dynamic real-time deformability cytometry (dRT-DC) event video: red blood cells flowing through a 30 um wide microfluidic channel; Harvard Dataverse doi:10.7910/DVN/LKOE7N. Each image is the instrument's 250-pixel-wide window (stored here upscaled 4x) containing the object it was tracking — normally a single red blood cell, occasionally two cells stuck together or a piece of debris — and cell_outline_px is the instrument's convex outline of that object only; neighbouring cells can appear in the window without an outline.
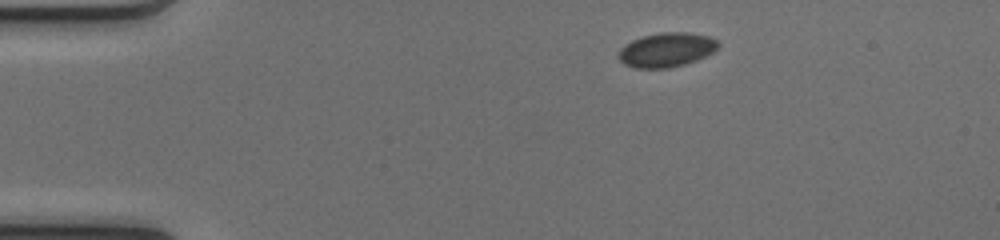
{"species": "common noctule bat (a hibernating species)", "species_latin": "Nyctalus noctula", "temperature_condition": "cold", "stored_images_in_passage": 24, "camera_frame_rate_fps": 3000, "um_per_image_px": 0.085, "animal": {"sex": "female", "body_mass_g": 17.0, "forearm_length_mm": 48.0}, "frame": {"image": 1, "passage_image": 1, "time_ms": 0.0, "image_size_px": [1000, 240], "cell_outline_px": [[720, 44], [712, 52], [696, 60], [684, 64], [668, 68], [636, 68], [624, 64], [616, 56], [620, 48], [624, 44], [632, 40], [644, 36], [660, 32], [688, 32], [708, 36], [716, 40]], "centroid_in_image_um": [56.61, 4.23], "position_along_channel_um": 28.4, "area_um2": 19.88}}
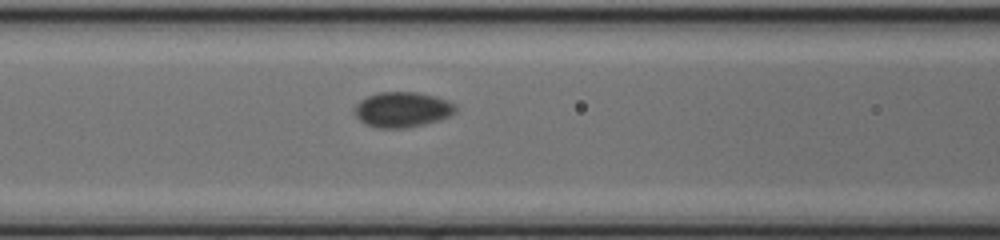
{"frame": {"image": 2, "passage_image": 14, "time_ms": 4.333, "image_size_px": [1000, 240], "cell_outline_px": [[456, 112], [448, 116], [424, 124], [404, 128], [376, 128], [364, 124], [356, 116], [356, 104], [360, 100], [368, 96], [380, 92], [416, 92], [436, 96], [448, 100], [456, 108]], "centroid_in_image_um": [34.18, 9.31], "position_along_channel_um": 132.4, "area_um2": 20.58}}
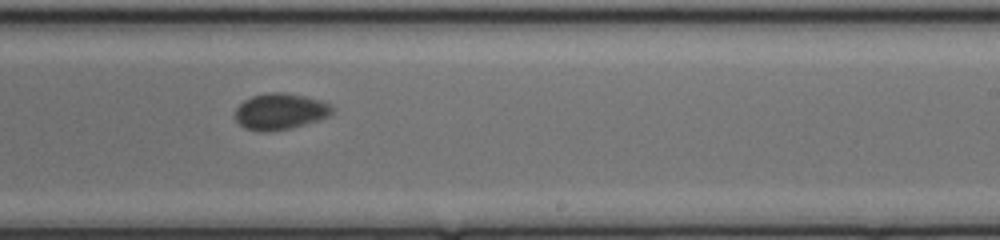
{"frame": {"image": 3, "passage_image": 24, "time_ms": 7.667, "image_size_px": [1000, 240], "cell_outline_px": [[332, 112], [328, 116], [304, 124], [288, 128], [268, 132], [260, 132], [244, 128], [236, 120], [236, 108], [244, 100], [252, 96], [268, 92], [280, 92], [304, 96], [320, 100], [328, 104], [332, 108]], "centroid_in_image_um": [23.76, 9.47], "position_along_channel_um": 265.2, "area_um2": 20.17}}